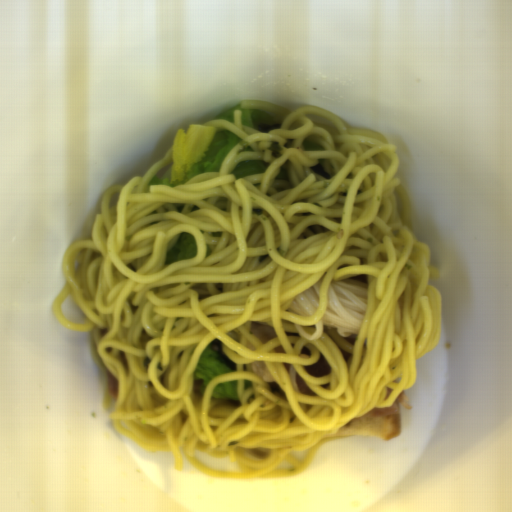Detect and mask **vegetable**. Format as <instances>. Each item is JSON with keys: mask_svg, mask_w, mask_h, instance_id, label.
Here are the masks:
<instances>
[{"mask_svg": "<svg viewBox=\"0 0 512 512\" xmlns=\"http://www.w3.org/2000/svg\"><path fill=\"white\" fill-rule=\"evenodd\" d=\"M241 140L225 127L190 124L178 129L172 141V164L150 186H182L196 176L219 171L220 165Z\"/></svg>", "mask_w": 512, "mask_h": 512, "instance_id": "obj_1", "label": "vegetable"}, {"mask_svg": "<svg viewBox=\"0 0 512 512\" xmlns=\"http://www.w3.org/2000/svg\"><path fill=\"white\" fill-rule=\"evenodd\" d=\"M224 373L232 372L218 361L214 350L210 347H206L194 368L192 377L193 379L201 381L200 392L203 395L210 379Z\"/></svg>", "mask_w": 512, "mask_h": 512, "instance_id": "obj_2", "label": "vegetable"}, {"mask_svg": "<svg viewBox=\"0 0 512 512\" xmlns=\"http://www.w3.org/2000/svg\"><path fill=\"white\" fill-rule=\"evenodd\" d=\"M241 111L242 125L252 130H257L260 124H271L274 118L266 112L251 108L241 107L240 102L236 106L220 112L215 118L229 120L234 123V112Z\"/></svg>", "mask_w": 512, "mask_h": 512, "instance_id": "obj_3", "label": "vegetable"}, {"mask_svg": "<svg viewBox=\"0 0 512 512\" xmlns=\"http://www.w3.org/2000/svg\"><path fill=\"white\" fill-rule=\"evenodd\" d=\"M197 252L194 235L189 232L181 233L177 241L167 250L166 262L195 258Z\"/></svg>", "mask_w": 512, "mask_h": 512, "instance_id": "obj_4", "label": "vegetable"}, {"mask_svg": "<svg viewBox=\"0 0 512 512\" xmlns=\"http://www.w3.org/2000/svg\"><path fill=\"white\" fill-rule=\"evenodd\" d=\"M268 168V163L262 159L240 160L238 165L232 170L236 180L263 173Z\"/></svg>", "mask_w": 512, "mask_h": 512, "instance_id": "obj_5", "label": "vegetable"}, {"mask_svg": "<svg viewBox=\"0 0 512 512\" xmlns=\"http://www.w3.org/2000/svg\"><path fill=\"white\" fill-rule=\"evenodd\" d=\"M238 380H230L223 383L215 384L211 395L212 398L222 400H239L241 399L237 392Z\"/></svg>", "mask_w": 512, "mask_h": 512, "instance_id": "obj_6", "label": "vegetable"}, {"mask_svg": "<svg viewBox=\"0 0 512 512\" xmlns=\"http://www.w3.org/2000/svg\"><path fill=\"white\" fill-rule=\"evenodd\" d=\"M302 145L305 151H323L326 150L323 145L312 139H305L302 141Z\"/></svg>", "mask_w": 512, "mask_h": 512, "instance_id": "obj_7", "label": "vegetable"}]
</instances>
